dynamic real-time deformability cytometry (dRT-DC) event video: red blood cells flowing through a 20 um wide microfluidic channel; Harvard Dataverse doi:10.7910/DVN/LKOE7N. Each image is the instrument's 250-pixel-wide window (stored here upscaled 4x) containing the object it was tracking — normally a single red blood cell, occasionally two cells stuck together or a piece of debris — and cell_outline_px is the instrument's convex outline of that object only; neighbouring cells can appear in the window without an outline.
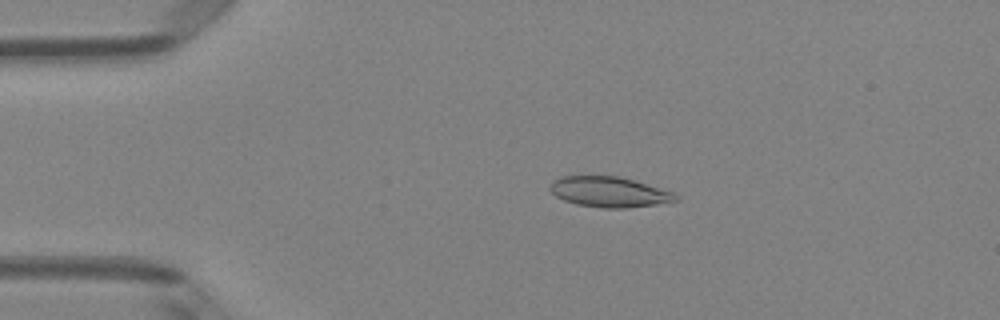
{"species": "Egyptian fruit bat (a non-hibernating species)", "species_latin": "Rousettus aegyptiacus", "temperature_condition": "room temperature", "stored_images_in_passage": 2, "camera_frame_rate_fps": 3000, "um_per_image_px": 0.085, "animal": {"sex": "female"}, "frame": {"image": 1, "passage_image": 1, "time_ms": 0.0, "image_size_px": [1000, 320], "cell_outline_px": [[680, 200], [656, 204], [628, 208], [604, 208], [576, 204], [564, 200], [556, 196], [548, 188], [556, 180], [564, 176], [620, 176], [672, 192]], "centroid_in_image_um": [51.78, 16.32], "position_along_channel_um": 33.2, "area_um2": 21.91}}